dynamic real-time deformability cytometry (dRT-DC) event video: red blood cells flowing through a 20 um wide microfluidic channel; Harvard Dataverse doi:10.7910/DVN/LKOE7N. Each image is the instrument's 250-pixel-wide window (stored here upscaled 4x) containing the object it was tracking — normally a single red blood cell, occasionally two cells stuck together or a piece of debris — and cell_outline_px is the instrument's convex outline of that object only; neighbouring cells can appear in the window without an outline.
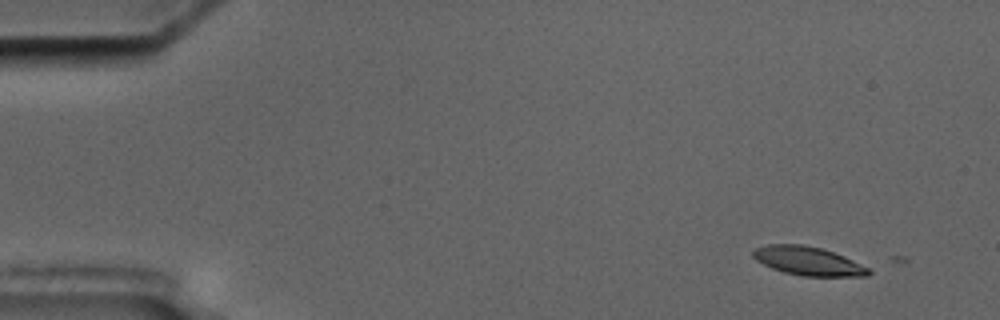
{"species": "common noctule bat (a hibernating species)", "species_latin": "Nyctalus noctula", "temperature_condition": "cold", "stored_images_in_passage": 6, "camera_frame_rate_fps": 3000, "um_per_image_px": 0.085, "animal": {"sex": "male", "body_mass_g": 17.5, "forearm_length_mm": 52.3}, "frame": {"image": 1, "passage_image": 2, "time_ms": 1.0, "image_size_px": [1000, 320], "cell_outline_px": [[872, 272], [868, 276], [804, 276], [784, 272], [772, 268], [756, 260], [752, 256], [752, 252], [756, 248], [768, 244], [800, 244], [820, 248], [844, 256], [868, 268]], "centroid_in_image_um": [68.67, 22.19], "position_along_channel_um": 16.3, "area_um2": 19.07}}
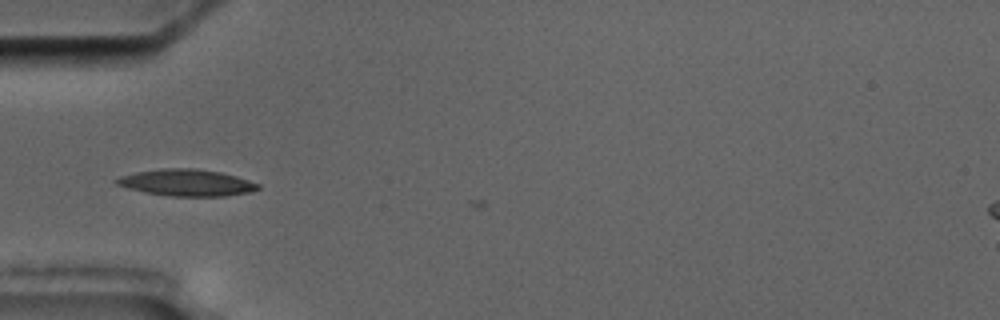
{"frame": {"image": 2, "passage_image": 6, "time_ms": 5.667, "image_size_px": [1000, 320], "cell_outline_px": [[260, 188], [248, 192], [228, 196], [172, 196], [144, 192], [128, 188], [116, 184], [112, 180], [120, 176], [136, 172], [164, 168], [196, 168], [220, 172], [236, 176], [260, 184]], "centroid_in_image_um": [15.85, 15.52], "position_along_channel_um": 69.2, "area_um2": 21.96}}